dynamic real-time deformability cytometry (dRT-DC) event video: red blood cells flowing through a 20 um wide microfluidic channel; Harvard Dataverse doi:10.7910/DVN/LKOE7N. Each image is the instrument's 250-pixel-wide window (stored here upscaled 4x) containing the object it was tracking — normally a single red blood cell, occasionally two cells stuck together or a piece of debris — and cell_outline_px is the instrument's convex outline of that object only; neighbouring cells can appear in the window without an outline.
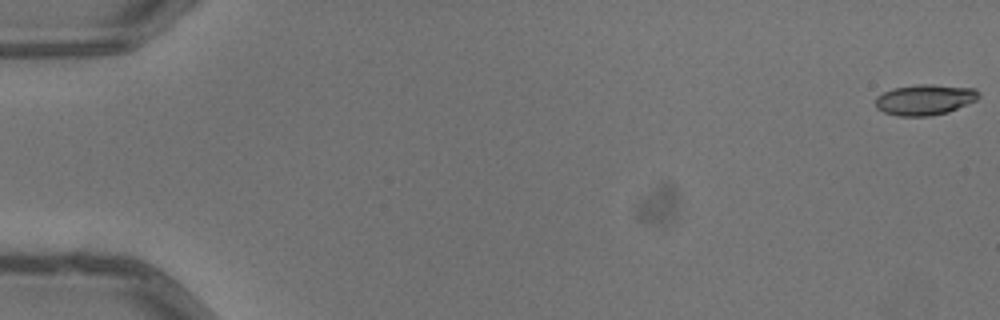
{"species": "common noctule bat (a hibernating species)", "species_latin": "Nyctalus noctula", "temperature_condition": "warm", "stored_images_in_passage": 7, "camera_frame_rate_fps": 3000, "um_per_image_px": 0.085, "animal": {"sex": "male", "body_mass_g": 13.3}, "frame": {"image": 1, "passage_image": 1, "time_ms": 0.0, "image_size_px": [1000, 320], "cell_outline_px": [[980, 96], [976, 100], [948, 112], [932, 116], [900, 116], [884, 112], [876, 108], [876, 96], [892, 88], [916, 84], [932, 84], [976, 88], [980, 92]], "centroid_in_image_um": [78.62, 8.46], "position_along_channel_um": 6.4, "area_um2": 18.61}}
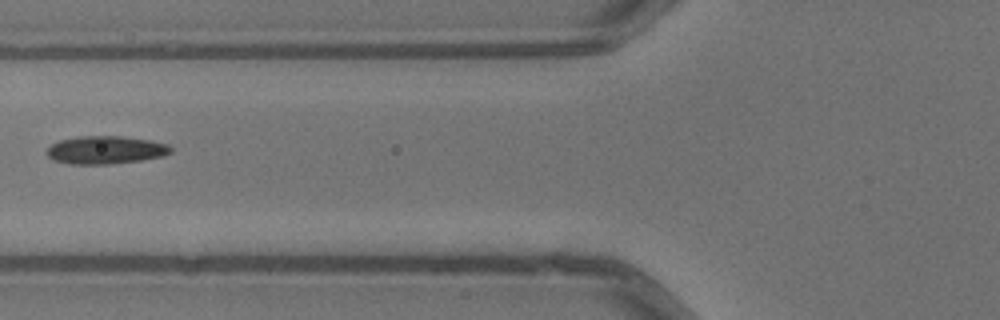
{"frame": {"image": 2, "passage_image": 6, "time_ms": 1.667, "image_size_px": [1000, 320], "cell_outline_px": [[172, 152], [164, 156], [140, 160], [108, 164], [68, 164], [52, 160], [44, 152], [52, 144], [60, 140], [80, 136], [120, 136], [152, 140], [168, 144], [172, 148]], "centroid_in_image_um": [8.97, 12.75], "position_along_channel_um": 116.8, "area_um2": 20.35}}
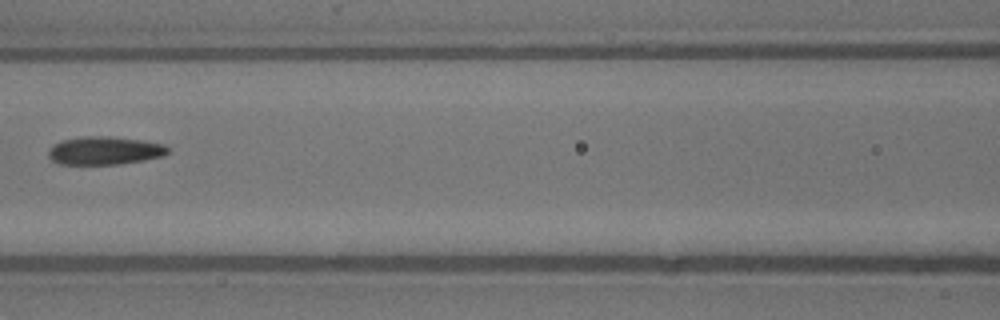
{"frame": {"image": 3, "passage_image": 7, "time_ms": 2.0, "image_size_px": [1000, 320], "cell_outline_px": [[168, 152], [164, 156], [144, 160], [120, 164], [60, 164], [52, 160], [48, 156], [48, 152], [60, 140], [84, 136], [108, 136], [144, 140], [164, 144], [168, 148]], "centroid_in_image_um": [8.92, 12.8], "position_along_channel_um": 157.7, "area_um2": 19.59}}